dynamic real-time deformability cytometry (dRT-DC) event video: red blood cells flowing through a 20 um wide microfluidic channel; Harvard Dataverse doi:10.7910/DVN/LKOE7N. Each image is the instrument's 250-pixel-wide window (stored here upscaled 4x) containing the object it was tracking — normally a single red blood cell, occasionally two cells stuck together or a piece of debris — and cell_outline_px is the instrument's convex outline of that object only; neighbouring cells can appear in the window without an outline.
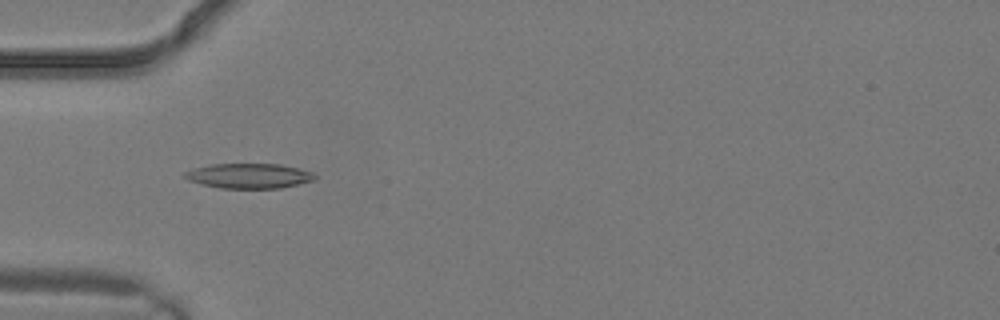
{"species": "common noctule bat (a hibernating species)", "species_latin": "Nyctalus noctula", "temperature_condition": "warm", "stored_images_in_passage": 1, "camera_frame_rate_fps": 3000, "um_per_image_px": 0.085, "animal": {"sex": "male", "body_mass_g": 19.2, "forearm_length_mm": 51.8}, "frame": {"image": 1, "passage_image": 1, "time_ms": 0.0, "image_size_px": [1000, 320], "cell_outline_px": [[316, 180], [280, 188], [220, 188], [188, 180], [184, 176], [184, 172], [192, 168], [212, 164], [280, 164], [312, 172], [316, 176]], "centroid_in_image_um": [21.16, 14.94], "position_along_channel_um": 63.8, "area_um2": 18.79}}